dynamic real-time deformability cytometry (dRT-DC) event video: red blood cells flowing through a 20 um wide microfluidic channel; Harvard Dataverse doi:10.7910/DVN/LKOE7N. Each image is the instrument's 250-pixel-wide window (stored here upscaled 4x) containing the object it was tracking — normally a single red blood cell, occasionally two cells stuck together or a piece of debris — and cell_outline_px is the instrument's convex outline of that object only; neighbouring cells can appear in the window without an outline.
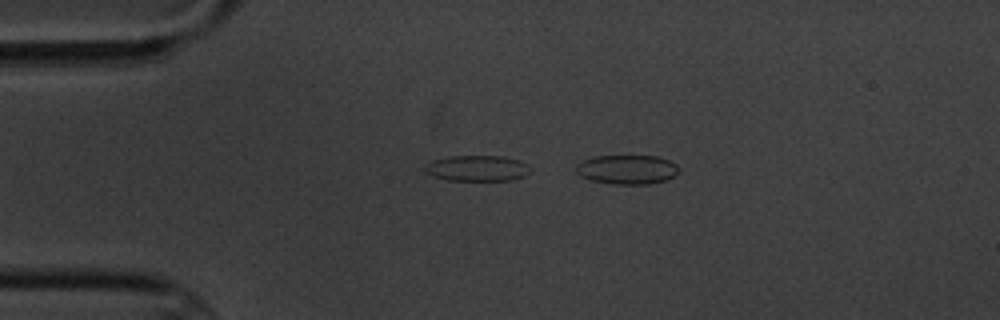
{"species": "common noctule bat (a hibernating species)", "species_latin": "Nyctalus noctula", "temperature_condition": "cold", "stored_images_in_passage": 12, "camera_frame_rate_fps": 3000, "um_per_image_px": 0.085, "animal": {"sex": "male", "body_mass_g": 20.1, "forearm_length_mm": 53.5}, "frame": {"image": 1, "passage_image": 3, "time_ms": 3.333, "image_size_px": [1000, 320], "cell_outline_px": [[680, 172], [668, 180], [648, 184], [612, 184], [592, 180], [580, 176], [576, 172], [576, 164], [580, 160], [596, 156], [656, 156], [668, 160], [676, 164], [680, 168]], "centroid_in_image_um": [53.31, 14.41], "position_along_channel_um": 31.7, "area_um2": 17.74}}
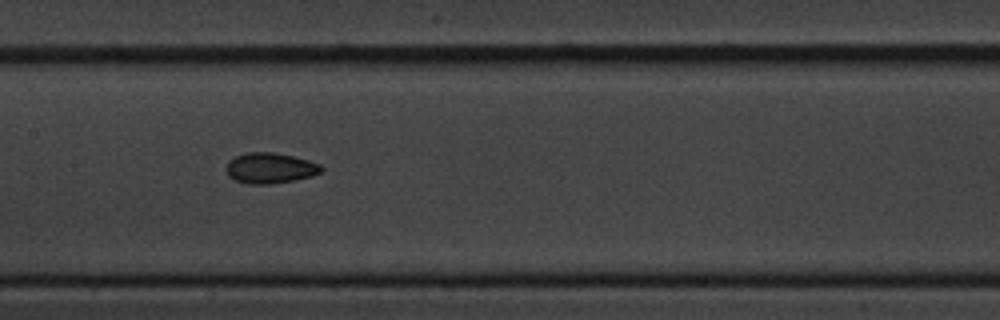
{"frame": {"image": 2, "passage_image": 8, "time_ms": 9.0, "image_size_px": [1000, 320], "cell_outline_px": [[324, 168], [320, 172], [312, 176], [292, 180], [268, 184], [248, 184], [236, 180], [228, 176], [224, 168], [228, 160], [244, 152], [272, 152], [292, 156], [308, 160], [320, 164]], "centroid_in_image_um": [22.91, 14.28], "position_along_channel_um": 184.5, "area_um2": 16.99}}
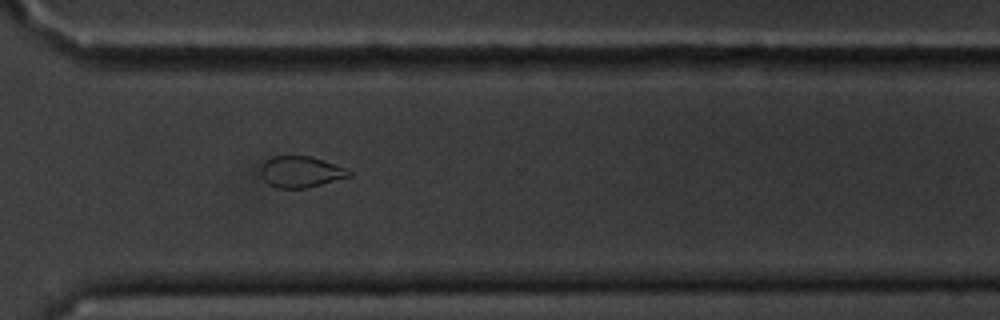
{"frame": {"image": 3, "passage_image": 12, "time_ms": 13.667, "image_size_px": [1000, 320], "cell_outline_px": [[352, 176], [308, 188], [276, 188], [268, 184], [264, 180], [260, 172], [260, 168], [272, 156], [308, 156], [348, 168], [352, 172]], "centroid_in_image_um": [25.59, 14.62], "position_along_channel_um": 345.0, "area_um2": 16.07}}